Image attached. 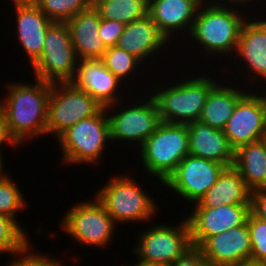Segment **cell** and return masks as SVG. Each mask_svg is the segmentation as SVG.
<instances>
[{
  "instance_id": "obj_39",
  "label": "cell",
  "mask_w": 266,
  "mask_h": 266,
  "mask_svg": "<svg viewBox=\"0 0 266 266\" xmlns=\"http://www.w3.org/2000/svg\"><path fill=\"white\" fill-rule=\"evenodd\" d=\"M238 266H266V263H261V262H254V261H245L243 263H241Z\"/></svg>"
},
{
  "instance_id": "obj_25",
  "label": "cell",
  "mask_w": 266,
  "mask_h": 266,
  "mask_svg": "<svg viewBox=\"0 0 266 266\" xmlns=\"http://www.w3.org/2000/svg\"><path fill=\"white\" fill-rule=\"evenodd\" d=\"M233 166L251 190L266 189V143L251 142L234 151Z\"/></svg>"
},
{
  "instance_id": "obj_22",
  "label": "cell",
  "mask_w": 266,
  "mask_h": 266,
  "mask_svg": "<svg viewBox=\"0 0 266 266\" xmlns=\"http://www.w3.org/2000/svg\"><path fill=\"white\" fill-rule=\"evenodd\" d=\"M78 60L101 59L106 47L99 36L100 15L91 7L67 22Z\"/></svg>"
},
{
  "instance_id": "obj_6",
  "label": "cell",
  "mask_w": 266,
  "mask_h": 266,
  "mask_svg": "<svg viewBox=\"0 0 266 266\" xmlns=\"http://www.w3.org/2000/svg\"><path fill=\"white\" fill-rule=\"evenodd\" d=\"M62 161L67 165H98L110 138L105 107L66 129L58 137ZM107 143V144H106Z\"/></svg>"
},
{
  "instance_id": "obj_38",
  "label": "cell",
  "mask_w": 266,
  "mask_h": 266,
  "mask_svg": "<svg viewBox=\"0 0 266 266\" xmlns=\"http://www.w3.org/2000/svg\"><path fill=\"white\" fill-rule=\"evenodd\" d=\"M2 147H0V179H4V178H7L9 177V175H7L4 171V164H3V155L1 154V151Z\"/></svg>"
},
{
  "instance_id": "obj_17",
  "label": "cell",
  "mask_w": 266,
  "mask_h": 266,
  "mask_svg": "<svg viewBox=\"0 0 266 266\" xmlns=\"http://www.w3.org/2000/svg\"><path fill=\"white\" fill-rule=\"evenodd\" d=\"M71 83L87 92L103 107L122 102L124 99L119 95L122 87L120 84L123 82L108 70L100 59L79 60Z\"/></svg>"
},
{
  "instance_id": "obj_2",
  "label": "cell",
  "mask_w": 266,
  "mask_h": 266,
  "mask_svg": "<svg viewBox=\"0 0 266 266\" xmlns=\"http://www.w3.org/2000/svg\"><path fill=\"white\" fill-rule=\"evenodd\" d=\"M235 8L214 5L205 0L199 6L188 40L200 45L207 54L206 58L218 54L234 57L241 28L247 19L244 17L246 12Z\"/></svg>"
},
{
  "instance_id": "obj_10",
  "label": "cell",
  "mask_w": 266,
  "mask_h": 266,
  "mask_svg": "<svg viewBox=\"0 0 266 266\" xmlns=\"http://www.w3.org/2000/svg\"><path fill=\"white\" fill-rule=\"evenodd\" d=\"M145 97L147 98L143 99L144 102L142 98L137 103L130 100L132 105L127 103V106L123 105V109L120 102L105 107L112 143L128 141L127 143L133 142V145L136 143L141 147L143 142L157 129L161 123L157 104L151 95L147 94Z\"/></svg>"
},
{
  "instance_id": "obj_12",
  "label": "cell",
  "mask_w": 266,
  "mask_h": 266,
  "mask_svg": "<svg viewBox=\"0 0 266 266\" xmlns=\"http://www.w3.org/2000/svg\"><path fill=\"white\" fill-rule=\"evenodd\" d=\"M254 91L248 89L239 99L223 130L234 151L266 135L265 104L261 92Z\"/></svg>"
},
{
  "instance_id": "obj_24",
  "label": "cell",
  "mask_w": 266,
  "mask_h": 266,
  "mask_svg": "<svg viewBox=\"0 0 266 266\" xmlns=\"http://www.w3.org/2000/svg\"><path fill=\"white\" fill-rule=\"evenodd\" d=\"M220 82L210 91L203 107L200 121L218 130H224L239 99L247 92V88H239L236 83ZM225 82V85H224ZM231 83V84H230ZM229 84V85H228ZM233 85V86H232ZM232 86V87H231Z\"/></svg>"
},
{
  "instance_id": "obj_20",
  "label": "cell",
  "mask_w": 266,
  "mask_h": 266,
  "mask_svg": "<svg viewBox=\"0 0 266 266\" xmlns=\"http://www.w3.org/2000/svg\"><path fill=\"white\" fill-rule=\"evenodd\" d=\"M167 43L171 44L148 15L126 24L116 46L134 55L145 65L146 60L149 58L150 61L151 56L155 57L156 52L160 49L162 51L165 44L166 49L171 46Z\"/></svg>"
},
{
  "instance_id": "obj_37",
  "label": "cell",
  "mask_w": 266,
  "mask_h": 266,
  "mask_svg": "<svg viewBox=\"0 0 266 266\" xmlns=\"http://www.w3.org/2000/svg\"><path fill=\"white\" fill-rule=\"evenodd\" d=\"M205 1H207L208 3L214 4V5H219V6H224V7H229L230 6L231 8H233L236 5V6H238L236 9H239V7H240L239 5L240 4L243 5V6L244 5L246 6L250 2H252L253 0H214V1L213 0H205ZM256 1L257 0L253 1V3L256 2Z\"/></svg>"
},
{
  "instance_id": "obj_34",
  "label": "cell",
  "mask_w": 266,
  "mask_h": 266,
  "mask_svg": "<svg viewBox=\"0 0 266 266\" xmlns=\"http://www.w3.org/2000/svg\"><path fill=\"white\" fill-rule=\"evenodd\" d=\"M206 260L199 247L192 246L170 266H206Z\"/></svg>"
},
{
  "instance_id": "obj_21",
  "label": "cell",
  "mask_w": 266,
  "mask_h": 266,
  "mask_svg": "<svg viewBox=\"0 0 266 266\" xmlns=\"http://www.w3.org/2000/svg\"><path fill=\"white\" fill-rule=\"evenodd\" d=\"M189 155L207 159L225 167L234 164V150L222 130L214 129L200 120L187 124Z\"/></svg>"
},
{
  "instance_id": "obj_28",
  "label": "cell",
  "mask_w": 266,
  "mask_h": 266,
  "mask_svg": "<svg viewBox=\"0 0 266 266\" xmlns=\"http://www.w3.org/2000/svg\"><path fill=\"white\" fill-rule=\"evenodd\" d=\"M100 60L108 70L125 84H127L126 80L130 81L128 77L140 72L141 65H143L138 58L118 46L108 47ZM138 67L140 68L139 71ZM133 72L134 74H132Z\"/></svg>"
},
{
  "instance_id": "obj_36",
  "label": "cell",
  "mask_w": 266,
  "mask_h": 266,
  "mask_svg": "<svg viewBox=\"0 0 266 266\" xmlns=\"http://www.w3.org/2000/svg\"><path fill=\"white\" fill-rule=\"evenodd\" d=\"M4 144H9V146H13L14 149L18 148L19 146V148H21V145L16 141L10 132L6 115L0 105V147H2Z\"/></svg>"
},
{
  "instance_id": "obj_27",
  "label": "cell",
  "mask_w": 266,
  "mask_h": 266,
  "mask_svg": "<svg viewBox=\"0 0 266 266\" xmlns=\"http://www.w3.org/2000/svg\"><path fill=\"white\" fill-rule=\"evenodd\" d=\"M52 21L67 23L75 15L93 7L94 0H32Z\"/></svg>"
},
{
  "instance_id": "obj_5",
  "label": "cell",
  "mask_w": 266,
  "mask_h": 266,
  "mask_svg": "<svg viewBox=\"0 0 266 266\" xmlns=\"http://www.w3.org/2000/svg\"><path fill=\"white\" fill-rule=\"evenodd\" d=\"M132 179L128 175H116L95 193L94 198L104 206L117 225L129 221L150 222L157 215L159 206L154 198L147 194L148 191H143L138 181Z\"/></svg>"
},
{
  "instance_id": "obj_13",
  "label": "cell",
  "mask_w": 266,
  "mask_h": 266,
  "mask_svg": "<svg viewBox=\"0 0 266 266\" xmlns=\"http://www.w3.org/2000/svg\"><path fill=\"white\" fill-rule=\"evenodd\" d=\"M224 168L222 164L188 154L163 186L194 204L215 184Z\"/></svg>"
},
{
  "instance_id": "obj_15",
  "label": "cell",
  "mask_w": 266,
  "mask_h": 266,
  "mask_svg": "<svg viewBox=\"0 0 266 266\" xmlns=\"http://www.w3.org/2000/svg\"><path fill=\"white\" fill-rule=\"evenodd\" d=\"M208 266H238L251 260L247 223L209 237L200 247Z\"/></svg>"
},
{
  "instance_id": "obj_7",
  "label": "cell",
  "mask_w": 266,
  "mask_h": 266,
  "mask_svg": "<svg viewBox=\"0 0 266 266\" xmlns=\"http://www.w3.org/2000/svg\"><path fill=\"white\" fill-rule=\"evenodd\" d=\"M78 61L67 23L53 22L46 31L40 58L30 67L35 78L65 83L74 79Z\"/></svg>"
},
{
  "instance_id": "obj_29",
  "label": "cell",
  "mask_w": 266,
  "mask_h": 266,
  "mask_svg": "<svg viewBox=\"0 0 266 266\" xmlns=\"http://www.w3.org/2000/svg\"><path fill=\"white\" fill-rule=\"evenodd\" d=\"M25 228L12 218L0 215V253L16 256L21 254L31 242Z\"/></svg>"
},
{
  "instance_id": "obj_3",
  "label": "cell",
  "mask_w": 266,
  "mask_h": 266,
  "mask_svg": "<svg viewBox=\"0 0 266 266\" xmlns=\"http://www.w3.org/2000/svg\"><path fill=\"white\" fill-rule=\"evenodd\" d=\"M183 76L187 79L182 78L176 83L172 79L173 83L168 86L171 81L169 79L167 86L159 85L150 94L157 104L161 122L188 124L200 120L210 91L219 83L204 72L202 76H188L189 79L186 75Z\"/></svg>"
},
{
  "instance_id": "obj_26",
  "label": "cell",
  "mask_w": 266,
  "mask_h": 266,
  "mask_svg": "<svg viewBox=\"0 0 266 266\" xmlns=\"http://www.w3.org/2000/svg\"><path fill=\"white\" fill-rule=\"evenodd\" d=\"M100 18L126 24L149 15V0H94Z\"/></svg>"
},
{
  "instance_id": "obj_31",
  "label": "cell",
  "mask_w": 266,
  "mask_h": 266,
  "mask_svg": "<svg viewBox=\"0 0 266 266\" xmlns=\"http://www.w3.org/2000/svg\"><path fill=\"white\" fill-rule=\"evenodd\" d=\"M247 225L252 246L251 261L266 263V221L250 213Z\"/></svg>"
},
{
  "instance_id": "obj_23",
  "label": "cell",
  "mask_w": 266,
  "mask_h": 266,
  "mask_svg": "<svg viewBox=\"0 0 266 266\" xmlns=\"http://www.w3.org/2000/svg\"><path fill=\"white\" fill-rule=\"evenodd\" d=\"M251 190L232 165L225 167L215 184L192 208H218L223 205L250 204Z\"/></svg>"
},
{
  "instance_id": "obj_18",
  "label": "cell",
  "mask_w": 266,
  "mask_h": 266,
  "mask_svg": "<svg viewBox=\"0 0 266 266\" xmlns=\"http://www.w3.org/2000/svg\"><path fill=\"white\" fill-rule=\"evenodd\" d=\"M204 0H149V16L160 31L173 41L177 33L191 32L197 10ZM180 31V32H179ZM188 31V32H187ZM188 33V34H185Z\"/></svg>"
},
{
  "instance_id": "obj_16",
  "label": "cell",
  "mask_w": 266,
  "mask_h": 266,
  "mask_svg": "<svg viewBox=\"0 0 266 266\" xmlns=\"http://www.w3.org/2000/svg\"><path fill=\"white\" fill-rule=\"evenodd\" d=\"M16 38L32 66L41 56L48 27L53 23L32 0H12Z\"/></svg>"
},
{
  "instance_id": "obj_32",
  "label": "cell",
  "mask_w": 266,
  "mask_h": 266,
  "mask_svg": "<svg viewBox=\"0 0 266 266\" xmlns=\"http://www.w3.org/2000/svg\"><path fill=\"white\" fill-rule=\"evenodd\" d=\"M32 245H29L21 254L13 256L14 261L8 262L6 266H60L62 261L51 258L50 255H43L38 252L32 251Z\"/></svg>"
},
{
  "instance_id": "obj_14",
  "label": "cell",
  "mask_w": 266,
  "mask_h": 266,
  "mask_svg": "<svg viewBox=\"0 0 266 266\" xmlns=\"http://www.w3.org/2000/svg\"><path fill=\"white\" fill-rule=\"evenodd\" d=\"M187 215L192 246L200 247L209 237L247 223L250 204L223 205L218 208H193Z\"/></svg>"
},
{
  "instance_id": "obj_41",
  "label": "cell",
  "mask_w": 266,
  "mask_h": 266,
  "mask_svg": "<svg viewBox=\"0 0 266 266\" xmlns=\"http://www.w3.org/2000/svg\"><path fill=\"white\" fill-rule=\"evenodd\" d=\"M262 95V99H263V101H264V104H265V108H266V92L264 91H262V93H261Z\"/></svg>"
},
{
  "instance_id": "obj_35",
  "label": "cell",
  "mask_w": 266,
  "mask_h": 266,
  "mask_svg": "<svg viewBox=\"0 0 266 266\" xmlns=\"http://www.w3.org/2000/svg\"><path fill=\"white\" fill-rule=\"evenodd\" d=\"M251 213L266 221V189L251 191Z\"/></svg>"
},
{
  "instance_id": "obj_1",
  "label": "cell",
  "mask_w": 266,
  "mask_h": 266,
  "mask_svg": "<svg viewBox=\"0 0 266 266\" xmlns=\"http://www.w3.org/2000/svg\"><path fill=\"white\" fill-rule=\"evenodd\" d=\"M35 84L7 83L4 110L10 132L21 145L23 141L47 136L48 100L51 84L35 78Z\"/></svg>"
},
{
  "instance_id": "obj_4",
  "label": "cell",
  "mask_w": 266,
  "mask_h": 266,
  "mask_svg": "<svg viewBox=\"0 0 266 266\" xmlns=\"http://www.w3.org/2000/svg\"><path fill=\"white\" fill-rule=\"evenodd\" d=\"M139 149L144 170L163 185L189 154L187 124L161 122Z\"/></svg>"
},
{
  "instance_id": "obj_40",
  "label": "cell",
  "mask_w": 266,
  "mask_h": 266,
  "mask_svg": "<svg viewBox=\"0 0 266 266\" xmlns=\"http://www.w3.org/2000/svg\"><path fill=\"white\" fill-rule=\"evenodd\" d=\"M134 266H170V265H166V264H150V263L137 262V263L134 264Z\"/></svg>"
},
{
  "instance_id": "obj_8",
  "label": "cell",
  "mask_w": 266,
  "mask_h": 266,
  "mask_svg": "<svg viewBox=\"0 0 266 266\" xmlns=\"http://www.w3.org/2000/svg\"><path fill=\"white\" fill-rule=\"evenodd\" d=\"M132 253L138 262L170 265L191 247L190 227L187 218L177 225L159 224L145 229L137 236ZM139 259V260H138Z\"/></svg>"
},
{
  "instance_id": "obj_33",
  "label": "cell",
  "mask_w": 266,
  "mask_h": 266,
  "mask_svg": "<svg viewBox=\"0 0 266 266\" xmlns=\"http://www.w3.org/2000/svg\"><path fill=\"white\" fill-rule=\"evenodd\" d=\"M124 28L122 22L100 18L99 36L106 48L117 45Z\"/></svg>"
},
{
  "instance_id": "obj_11",
  "label": "cell",
  "mask_w": 266,
  "mask_h": 266,
  "mask_svg": "<svg viewBox=\"0 0 266 266\" xmlns=\"http://www.w3.org/2000/svg\"><path fill=\"white\" fill-rule=\"evenodd\" d=\"M103 106L71 82L52 83L48 100L47 135L58 137L79 121L94 116Z\"/></svg>"
},
{
  "instance_id": "obj_19",
  "label": "cell",
  "mask_w": 266,
  "mask_h": 266,
  "mask_svg": "<svg viewBox=\"0 0 266 266\" xmlns=\"http://www.w3.org/2000/svg\"><path fill=\"white\" fill-rule=\"evenodd\" d=\"M251 19V20H250ZM253 19V20H252ZM261 19V20H260ZM257 19L256 16L245 20L239 36L238 46L234 55L239 64L254 78L261 77L266 83V19ZM240 57V58H239ZM246 64V65H245Z\"/></svg>"
},
{
  "instance_id": "obj_9",
  "label": "cell",
  "mask_w": 266,
  "mask_h": 266,
  "mask_svg": "<svg viewBox=\"0 0 266 266\" xmlns=\"http://www.w3.org/2000/svg\"><path fill=\"white\" fill-rule=\"evenodd\" d=\"M93 200L81 201L71 206L64 214L62 223L60 222V229L80 246L85 244L104 248L114 240L112 237L118 225L104 206L96 198Z\"/></svg>"
},
{
  "instance_id": "obj_30",
  "label": "cell",
  "mask_w": 266,
  "mask_h": 266,
  "mask_svg": "<svg viewBox=\"0 0 266 266\" xmlns=\"http://www.w3.org/2000/svg\"><path fill=\"white\" fill-rule=\"evenodd\" d=\"M24 198L11 176L0 179V215L12 218L19 225L16 217L19 211L26 209L27 203Z\"/></svg>"
}]
</instances>
